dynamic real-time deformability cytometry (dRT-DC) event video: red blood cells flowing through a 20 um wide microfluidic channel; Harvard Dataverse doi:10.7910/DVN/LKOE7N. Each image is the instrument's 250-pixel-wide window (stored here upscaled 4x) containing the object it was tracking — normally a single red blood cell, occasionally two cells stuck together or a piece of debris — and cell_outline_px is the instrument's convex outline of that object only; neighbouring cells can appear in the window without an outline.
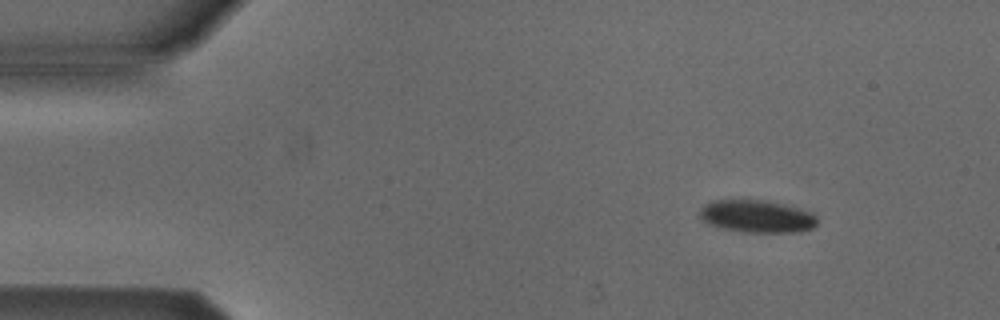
{"species": "Egyptian fruit bat (a non-hibernating species)", "species_latin": "Rousettus aegyptiacus", "temperature_condition": "cold", "stored_images_in_passage": 47, "camera_frame_rate_fps": 3000, "um_per_image_px": 0.085, "animal": {"sex": "male"}, "frame": {"image": 1, "passage_image": 1, "time_ms": 0.0, "image_size_px": [1000, 320], "cell_outline_px": [[816, 224], [812, 228], [800, 232], [744, 232], [724, 228], [712, 224], [704, 220], [700, 216], [700, 208], [704, 204], [712, 200], [764, 200], [800, 208], [812, 212], [816, 216]], "centroid_in_image_um": [64.36, 18.38], "position_along_channel_um": 20.6, "area_um2": 22.08}}
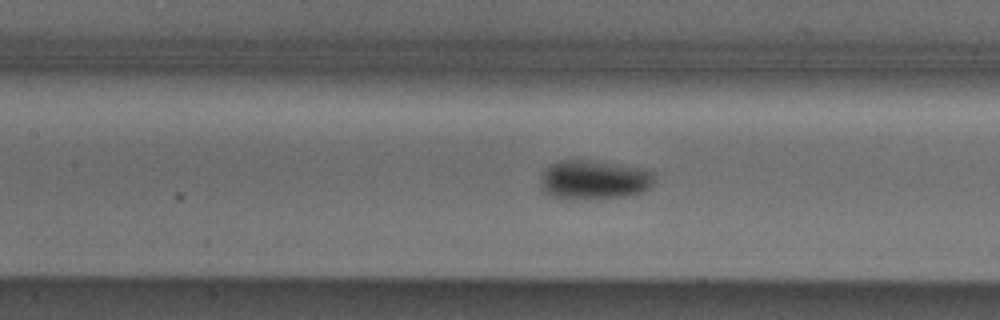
{"frame": {"image": 2, "passage_image": 18, "time_ms": 5.667, "image_size_px": [1000, 320], "cell_outline_px": [[652, 184], [644, 192], [628, 196], [576, 200], [560, 200], [544, 192], [540, 188], [540, 176], [548, 164], [560, 160], [588, 160], [616, 164], [640, 168], [652, 172]], "centroid_in_image_um": [50.39, 15.31], "position_along_channel_um": 157.0, "area_um2": 26.41}}
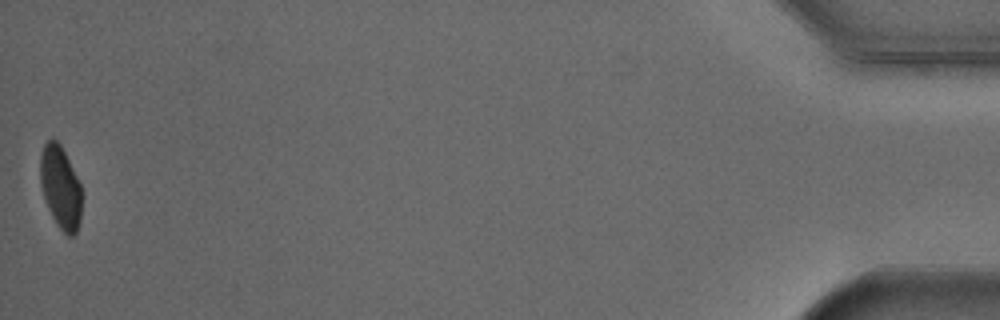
{"frame": {"image": 3, "passage_image": 47, "time_ms": 15.333, "image_size_px": [1000, 320], "cell_outline_px": [[80, 224], [76, 232], [72, 236], [68, 236], [56, 224], [48, 208], [40, 184], [40, 156], [44, 144], [52, 136], [60, 144], [80, 184]], "centroid_in_image_um": [5.12, 15.91], "position_along_channel_um": 430.1, "area_um2": 19.71}, "authors_computed_cell_mechanics": {"area_um2": 23.0622, "velocity_mm_per_s": 3.8769, "shape_relaxation_time_tau1_ms": 3.2553, "shape_relaxation_time_tau2_ms": null, "deformation_change_tau1": 0.0979, "deformation_change_tau2": null}}